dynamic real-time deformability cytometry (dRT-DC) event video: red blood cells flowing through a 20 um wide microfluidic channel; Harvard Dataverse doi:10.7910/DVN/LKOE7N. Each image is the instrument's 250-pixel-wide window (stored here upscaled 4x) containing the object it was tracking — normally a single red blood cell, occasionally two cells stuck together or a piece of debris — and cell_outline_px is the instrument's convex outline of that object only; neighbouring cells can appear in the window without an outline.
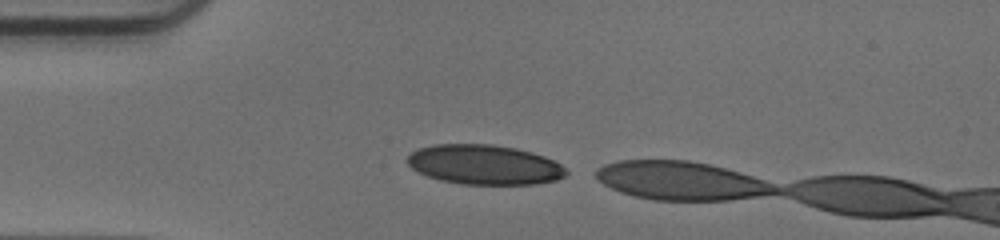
{"species": "human", "species_latin": "Homo sapiens", "temperature_condition": "warm", "stored_images_in_passage": 4, "camera_frame_rate_fps": 3000, "um_per_image_px": 0.085, "donor": {"sex": "male"}, "frame": {"image": 1, "passage_image": 1, "time_ms": 0.0, "image_size_px": [1000, 240], "cell_outline_px": [[568, 172], [564, 176], [556, 180], [536, 184], [460, 184], [440, 180], [428, 176], [412, 168], [404, 160], [416, 148], [432, 144], [492, 144], [516, 148], [532, 152], [544, 156], [560, 164]], "centroid_in_image_um": [41.14, 13.99], "position_along_channel_um": 43.9, "area_um2": 36.88}}